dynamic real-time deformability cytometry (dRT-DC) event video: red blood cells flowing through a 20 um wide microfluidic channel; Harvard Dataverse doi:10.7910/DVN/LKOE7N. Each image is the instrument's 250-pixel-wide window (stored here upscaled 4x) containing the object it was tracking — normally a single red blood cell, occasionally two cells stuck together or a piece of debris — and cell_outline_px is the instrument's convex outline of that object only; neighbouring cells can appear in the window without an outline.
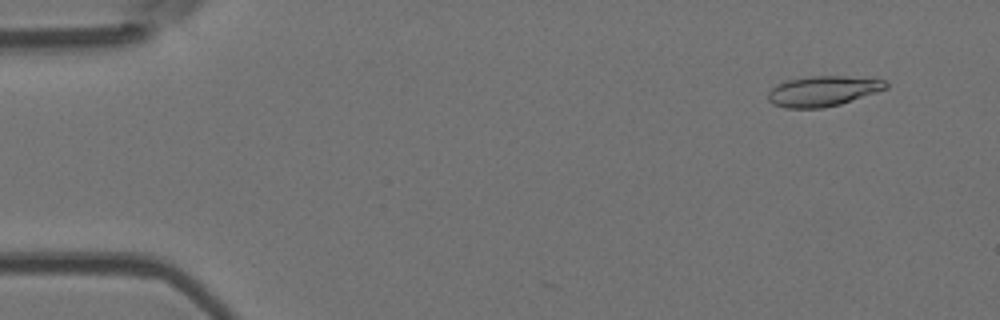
{"species": "Egyptian fruit bat (a non-hibernating species)", "species_latin": "Rousettus aegyptiacus", "temperature_condition": "room temperature", "stored_images_in_passage": 54, "camera_frame_rate_fps": 3000, "um_per_image_px": 0.085, "animal": {"sex": "female"}, "frame": {"image": 1, "passage_image": 4, "time_ms": 1.0, "image_size_px": [1000, 320], "cell_outline_px": [[888, 88], [840, 104], [820, 108], [784, 108], [772, 104], [768, 100], [768, 92], [772, 88], [784, 80], [808, 76], [872, 76], [884, 80], [888, 84]], "centroid_in_image_um": [69.97, 7.72], "position_along_channel_um": 15.0, "area_um2": 21.15}}
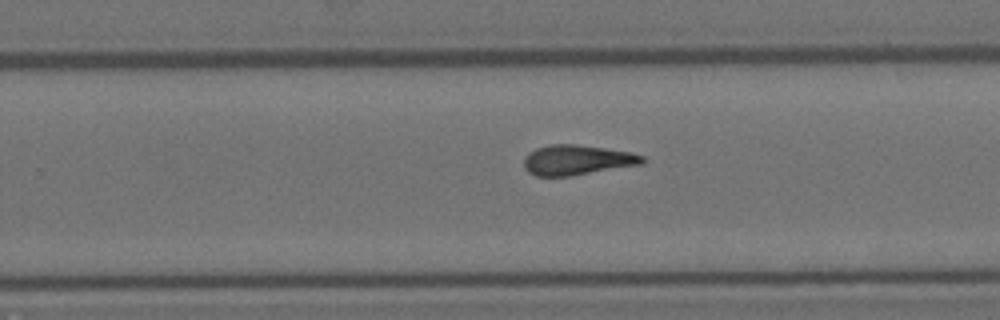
{"frame": {"image": 2, "passage_image": 34, "time_ms": 11.0, "image_size_px": [1000, 320], "cell_outline_px": [[644, 164], [572, 176], [536, 176], [528, 172], [524, 168], [524, 156], [528, 152], [536, 148], [548, 144], [576, 144], [632, 152], [644, 156]], "centroid_in_image_um": [49.04, 13.6], "position_along_channel_um": 280.8, "area_um2": 21.04}}
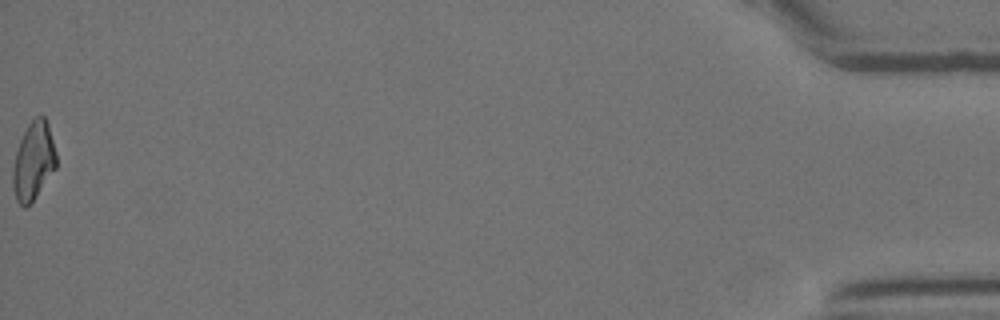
{"frame": {"image": 3, "passage_image": 54, "time_ms": 17.667, "image_size_px": [1000, 320], "cell_outline_px": [[56, 168], [32, 204], [24, 208], [16, 200], [12, 184], [12, 172], [16, 152], [20, 140], [28, 124], [36, 116], [44, 116], [48, 124], [56, 152]], "centroid_in_image_um": [2.84, 13.74], "position_along_channel_um": 432.4, "area_um2": 19.88}, "authors_computed_cell_mechanics": {"area_um2": 20.4612, "velocity_mm_per_s": 3.7663, "shape_relaxation_time_tau1_ms": null, "shape_relaxation_time_tau2_ms": 5.2217, "deformation_change_tau1": null, "deformation_change_tau2": 0.1438}}